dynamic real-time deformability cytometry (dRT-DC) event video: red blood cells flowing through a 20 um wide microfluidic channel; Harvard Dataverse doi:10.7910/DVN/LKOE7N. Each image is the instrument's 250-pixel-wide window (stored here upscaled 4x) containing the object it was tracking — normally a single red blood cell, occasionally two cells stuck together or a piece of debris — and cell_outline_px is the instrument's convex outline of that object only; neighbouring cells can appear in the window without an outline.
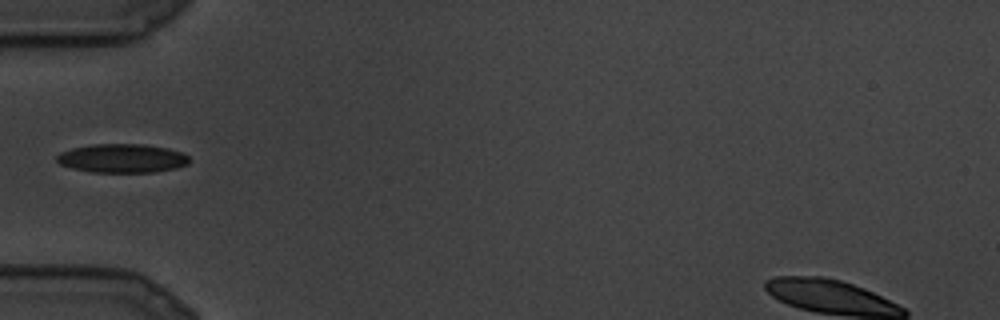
{"species": "common noctule bat (a hibernating species)", "species_latin": "Nyctalus noctula", "temperature_condition": "cold", "stored_images_in_passage": 28, "camera_frame_rate_fps": 3000, "um_per_image_px": 0.085, "animal": {"sex": "male", "body_mass_g": 19.5, "forearm_length_mm": 54.6}, "frame": {"image": 1, "passage_image": 9, "time_ms": 2.667, "image_size_px": [1000, 320], "cell_outline_px": [[188, 164], [176, 168], [152, 172], [92, 172], [72, 168], [60, 164], [56, 160], [56, 156], [60, 152], [72, 148], [92, 144], [144, 144], [168, 148], [180, 152], [188, 156]], "centroid_in_image_um": [10.36, 13.45], "position_along_channel_um": 74.6, "area_um2": 22.2}}
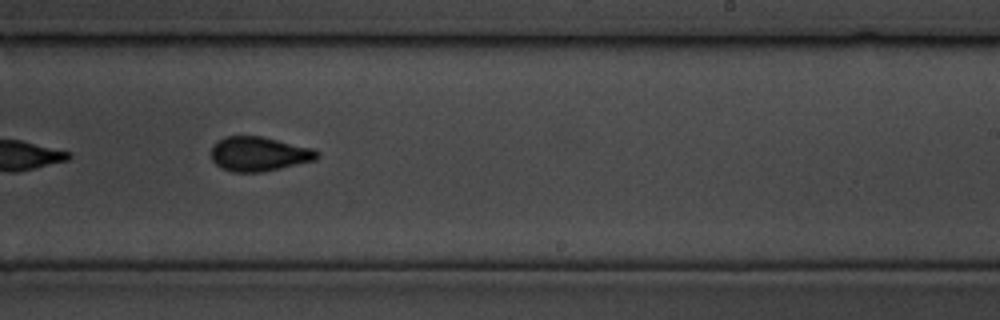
{"frame": {"image": 2, "passage_image": 17, "time_ms": 5.333, "image_size_px": [1000, 320], "cell_outline_px": [[320, 156], [316, 160], [264, 172], [232, 172], [220, 168], [212, 160], [212, 144], [216, 140], [224, 136], [260, 136], [312, 148]], "centroid_in_image_um": [21.97, 13.09], "position_along_channel_um": 267.0, "area_um2": 21.33}}
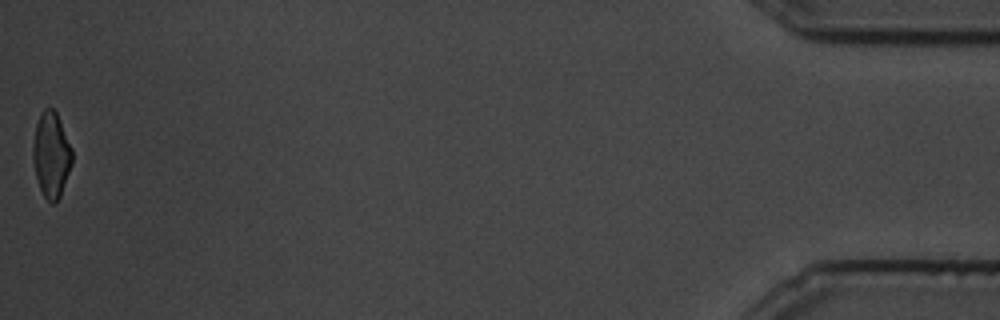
{"frame": {"image": 3, "passage_image": 27, "time_ms": 8.667, "image_size_px": [1000, 320], "cell_outline_px": [[72, 164], [60, 196], [52, 204], [44, 196], [40, 188], [36, 176], [32, 156], [32, 148], [36, 124], [40, 112], [44, 108], [52, 108], [56, 112], [72, 148]], "centroid_in_image_um": [4.35, 13.13], "position_along_channel_um": 430.9, "area_um2": 19.36}}